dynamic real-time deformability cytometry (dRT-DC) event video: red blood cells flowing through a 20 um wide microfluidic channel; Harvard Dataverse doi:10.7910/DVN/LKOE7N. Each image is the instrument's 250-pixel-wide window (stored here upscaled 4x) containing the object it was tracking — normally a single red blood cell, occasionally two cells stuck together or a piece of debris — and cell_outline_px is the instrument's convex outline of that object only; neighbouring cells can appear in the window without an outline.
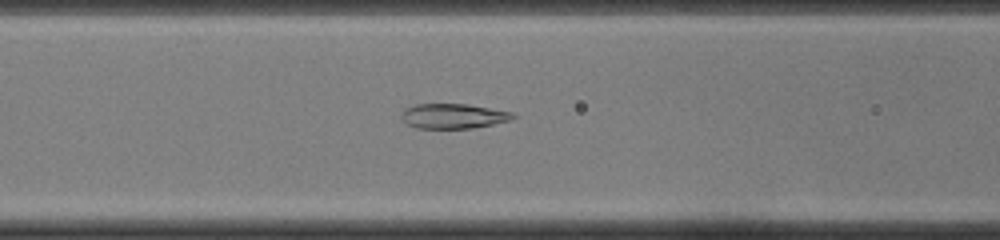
{"species": "common noctule bat (a hibernating species)", "species_latin": "Nyctalus noctula", "temperature_condition": "cold", "stored_images_in_passage": 47, "camera_frame_rate_fps": 3000, "um_per_image_px": 0.085, "animal": {"sex": "female", "body_mass_g": 22.0, "forearm_length_mm": 56.7}, "frame": {"image": 1, "passage_image": 19, "time_ms": 6.0, "image_size_px": [1000, 240], "cell_outline_px": [[516, 116], [508, 120], [492, 124], [468, 128], [420, 128], [408, 124], [404, 120], [404, 112], [408, 108], [416, 104], [464, 104], [508, 112]], "centroid_in_image_um": [38.51, 9.87], "position_along_channel_um": 128.1, "area_um2": 15.32}}
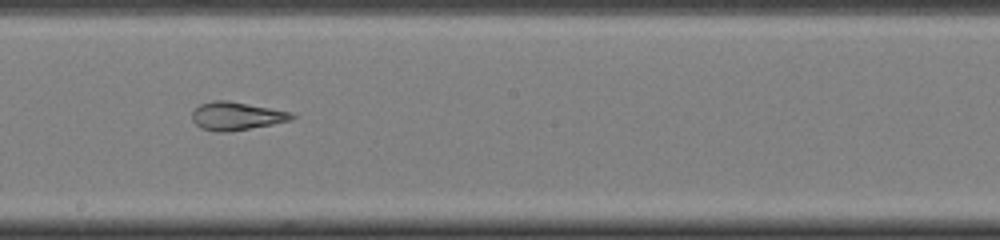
{"frame": {"image": 2, "passage_image": 26, "time_ms": 8.333, "image_size_px": [1000, 240], "cell_outline_px": [[296, 116], [288, 120], [248, 128], [204, 128], [196, 124], [192, 120], [192, 112], [200, 104], [216, 100], [224, 100], [288, 112]], "centroid_in_image_um": [20.05, 9.8], "position_along_channel_um": 228.2, "area_um2": 14.74}}
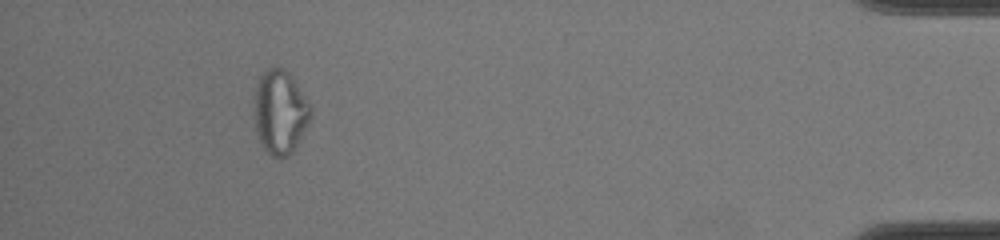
{"frame": {"image": 3, "passage_image": 43, "time_ms": 14.0, "image_size_px": [1000, 240], "cell_outline_px": [[308, 120], [292, 148], [284, 156], [276, 156], [264, 144], [260, 136], [256, 124], [256, 92], [260, 80], [264, 72], [272, 68], [280, 68], [292, 80], [308, 104]], "centroid_in_image_um": [23.78, 9.48], "position_along_channel_um": 411.4, "area_um2": 24.39}}